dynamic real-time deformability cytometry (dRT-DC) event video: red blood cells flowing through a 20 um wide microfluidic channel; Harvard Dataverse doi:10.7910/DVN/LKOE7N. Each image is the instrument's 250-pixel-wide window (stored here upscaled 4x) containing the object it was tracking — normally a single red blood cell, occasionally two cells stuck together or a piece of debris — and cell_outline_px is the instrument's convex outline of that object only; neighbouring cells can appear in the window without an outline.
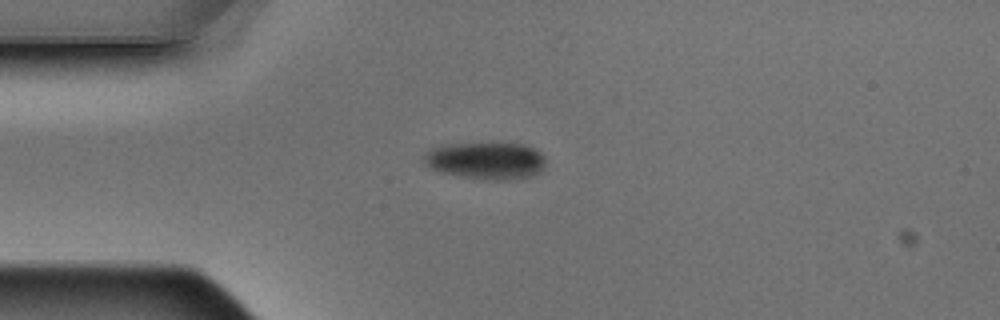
{"species": "Egyptian fruit bat (a non-hibernating species)", "species_latin": "Rousettus aegyptiacus", "temperature_condition": "warm", "stored_images_in_passage": 2, "camera_frame_rate_fps": 3000, "um_per_image_px": 0.085, "animal": {"sex": "male"}, "frame": {"image": 1, "passage_image": 1, "time_ms": 0.0, "image_size_px": [1000, 320], "cell_outline_px": [[544, 168], [540, 172], [532, 176], [504, 180], [496, 180], [464, 176], [440, 172], [424, 164], [424, 152], [440, 144], [524, 144], [540, 152], [544, 156]], "centroid_in_image_um": [41.29, 13.65], "position_along_channel_um": 43.7, "area_um2": 26.07}}